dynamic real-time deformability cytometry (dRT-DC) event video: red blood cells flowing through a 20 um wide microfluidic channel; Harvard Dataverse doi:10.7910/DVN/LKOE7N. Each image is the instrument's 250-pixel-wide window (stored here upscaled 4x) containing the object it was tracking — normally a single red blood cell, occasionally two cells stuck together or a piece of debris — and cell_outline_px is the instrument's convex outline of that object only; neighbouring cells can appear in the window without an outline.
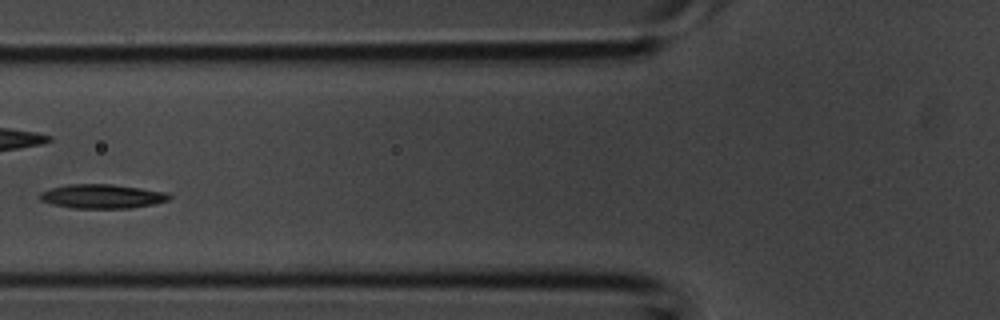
{"species": "common noctule bat (a hibernating species)", "species_latin": "Nyctalus noctula", "temperature_condition": "room temperature", "stored_images_in_passage": 4, "camera_frame_rate_fps": 3000, "um_per_image_px": 0.085, "animal": {"sex": "male", "body_mass_g": 20.1, "forearm_length_mm": 53.5}, "frame": {"image": 1, "passage_image": 4, "time_ms": 1.0, "image_size_px": [1000, 320], "cell_outline_px": [[172, 196], [168, 200], [152, 204], [132, 208], [72, 208], [52, 204], [40, 200], [36, 196], [40, 192], [48, 188], [68, 184], [112, 184], [140, 188], [164, 192]], "centroid_in_image_um": [8.59, 16.68], "position_along_channel_um": 117.2, "area_um2": 18.26}}